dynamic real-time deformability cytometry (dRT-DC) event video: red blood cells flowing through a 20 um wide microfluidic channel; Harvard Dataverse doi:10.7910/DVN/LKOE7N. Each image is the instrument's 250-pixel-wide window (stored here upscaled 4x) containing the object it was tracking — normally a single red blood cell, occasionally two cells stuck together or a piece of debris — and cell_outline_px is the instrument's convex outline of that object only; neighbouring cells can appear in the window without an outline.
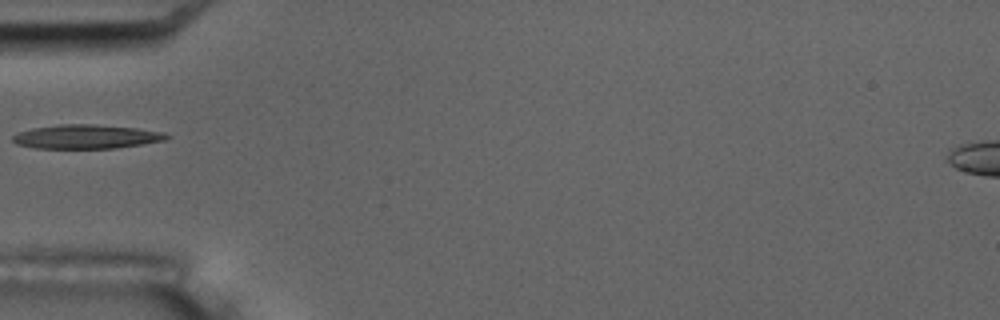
{"species": "common noctule bat (a hibernating species)", "species_latin": "Nyctalus noctula", "temperature_condition": "room temperature", "stored_images_in_passage": 6, "camera_frame_rate_fps": 3000, "um_per_image_px": 0.085, "animal": {"sex": "male", "body_mass_g": 17.5, "forearm_length_mm": 52.3}, "frame": {"image": 1, "passage_image": 6, "time_ms": 5.667, "image_size_px": [1000, 320], "cell_outline_px": [[172, 136], [164, 140], [116, 148], [32, 148], [16, 144], [12, 140], [12, 136], [16, 132], [32, 128], [60, 124], [96, 124], [136, 128], [164, 132]], "centroid_in_image_um": [7.29, 11.61], "position_along_channel_um": 77.7, "area_um2": 21.62}}